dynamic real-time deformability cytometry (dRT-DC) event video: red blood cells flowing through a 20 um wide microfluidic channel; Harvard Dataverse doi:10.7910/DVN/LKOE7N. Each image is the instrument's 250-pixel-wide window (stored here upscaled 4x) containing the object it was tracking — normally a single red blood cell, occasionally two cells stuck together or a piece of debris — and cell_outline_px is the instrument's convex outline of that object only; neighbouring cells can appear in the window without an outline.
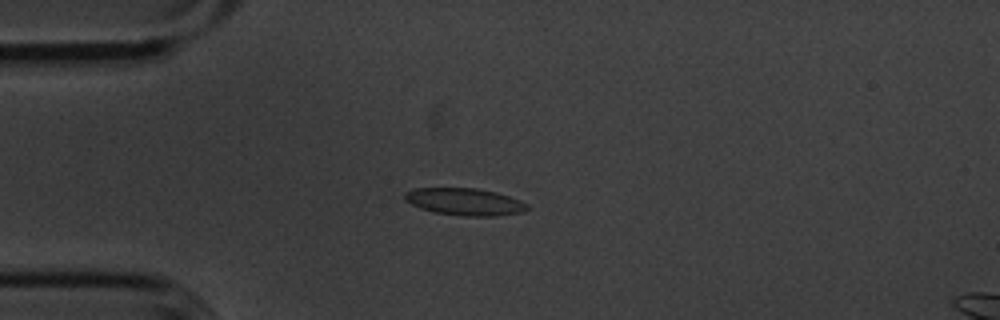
{"species": "common noctule bat (a hibernating species)", "species_latin": "Nyctalus noctula", "temperature_condition": "cold", "stored_images_in_passage": 55, "camera_frame_rate_fps": 3000, "um_per_image_px": 0.085, "animal": {"sex": "male", "body_mass_g": 20.1, "forearm_length_mm": 53.5}, "frame": {"image": 1, "passage_image": 14, "time_ms": 4.333, "image_size_px": [1000, 320], "cell_outline_px": [[528, 208], [520, 212], [496, 216], [464, 216], [432, 212], [420, 208], [404, 200], [404, 192], [416, 188], [476, 188], [496, 192], [520, 200], [528, 204]], "centroid_in_image_um": [39.47, 17.15], "position_along_channel_um": 45.5, "area_um2": 19.36}}
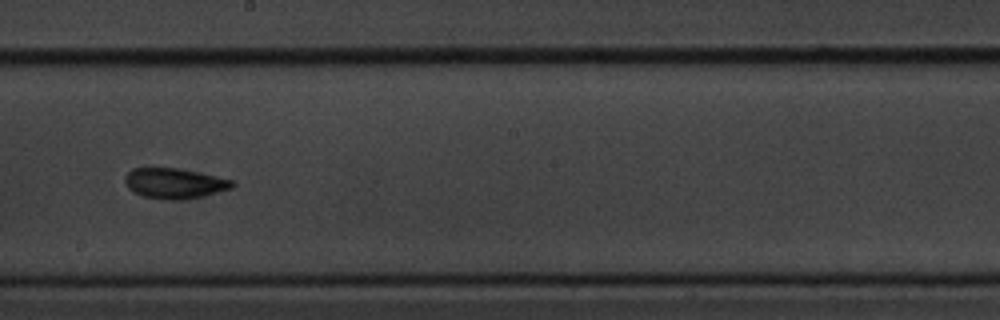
{"frame": {"image": 2, "passage_image": 31, "time_ms": 10.0, "image_size_px": [1000, 320], "cell_outline_px": [[236, 184], [232, 188], [184, 200], [168, 200], [144, 196], [128, 188], [124, 180], [124, 176], [132, 168], [176, 168], [236, 180]], "centroid_in_image_um": [14.84, 15.58], "position_along_channel_um": 233.4, "area_um2": 18.84}}
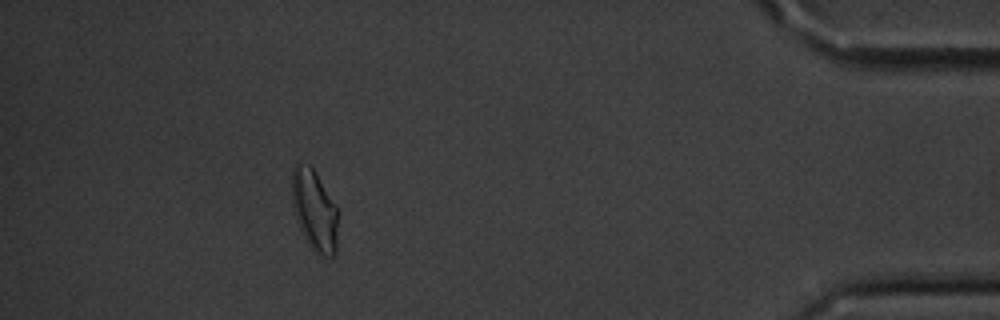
{"frame": {"image": 3, "passage_image": 50, "time_ms": 16.333, "image_size_px": [1000, 320], "cell_outline_px": [[336, 252], [332, 256], [324, 256], [312, 248], [300, 228], [292, 204], [292, 168], [296, 160], [308, 164], [316, 172], [336, 204]], "centroid_in_image_um": [26.7, 17.77], "position_along_channel_um": 408.5, "area_um2": 21.44}, "authors_computed_cell_mechanics": {"area_um2": 18.496, "velocity_mm_per_s": 3.6021, "shape_relaxation_time_tau1_ms": 5.8974, "shape_relaxation_time_tau2_ms": 1.8872, "deformation_change_tau1": 0.1331, "deformation_change_tau2": 0.0797}}